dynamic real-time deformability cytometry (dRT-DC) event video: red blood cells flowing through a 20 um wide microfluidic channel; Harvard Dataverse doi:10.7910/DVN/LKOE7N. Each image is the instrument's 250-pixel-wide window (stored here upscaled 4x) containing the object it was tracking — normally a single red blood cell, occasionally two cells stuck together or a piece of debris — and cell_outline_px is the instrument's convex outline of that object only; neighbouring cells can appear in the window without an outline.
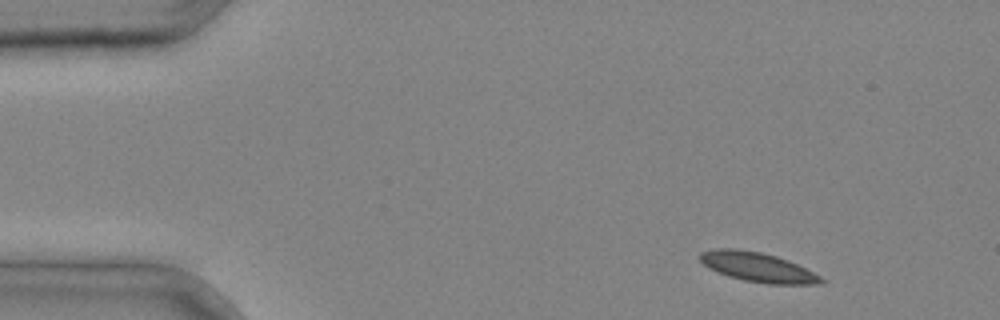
{"species": "common noctule bat (a hibernating species)", "species_latin": "Nyctalus noctula", "temperature_condition": "cold", "stored_images_in_passage": 3, "camera_frame_rate_fps": 3000, "um_per_image_px": 0.085, "animal": {"sex": "male", "body_mass_g": 20.4}, "frame": {"image": 1, "passage_image": 1, "time_ms": 0.0, "image_size_px": [1000, 320], "cell_outline_px": [[828, 280], [820, 284], [768, 284], [744, 280], [728, 276], [708, 268], [696, 256], [700, 252], [716, 248], [736, 248], [760, 252], [776, 256], [788, 260]], "centroid_in_image_um": [64.37, 22.7], "position_along_channel_um": 20.6, "area_um2": 20.87}}
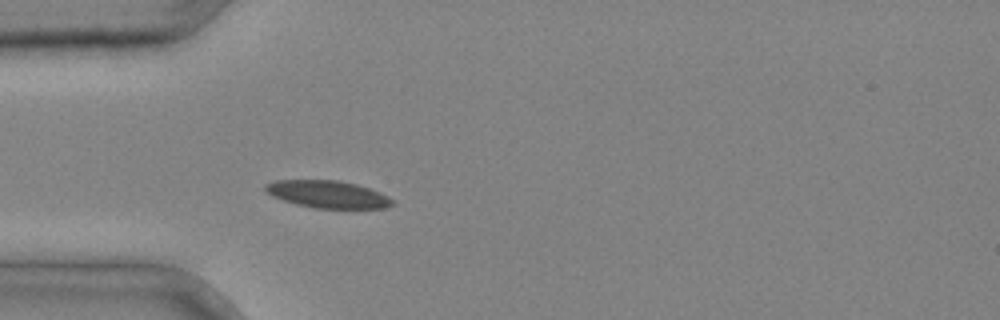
{"frame": {"image": 2, "passage_image": 3, "time_ms": 0.667, "image_size_px": [1000, 320], "cell_outline_px": [[396, 204], [384, 208], [316, 208], [296, 204], [272, 196], [264, 192], [264, 184], [276, 180], [340, 180], [356, 184], [380, 192], [388, 196]], "centroid_in_image_um": [27.84, 16.51], "position_along_channel_um": 57.2, "area_um2": 20.29}}